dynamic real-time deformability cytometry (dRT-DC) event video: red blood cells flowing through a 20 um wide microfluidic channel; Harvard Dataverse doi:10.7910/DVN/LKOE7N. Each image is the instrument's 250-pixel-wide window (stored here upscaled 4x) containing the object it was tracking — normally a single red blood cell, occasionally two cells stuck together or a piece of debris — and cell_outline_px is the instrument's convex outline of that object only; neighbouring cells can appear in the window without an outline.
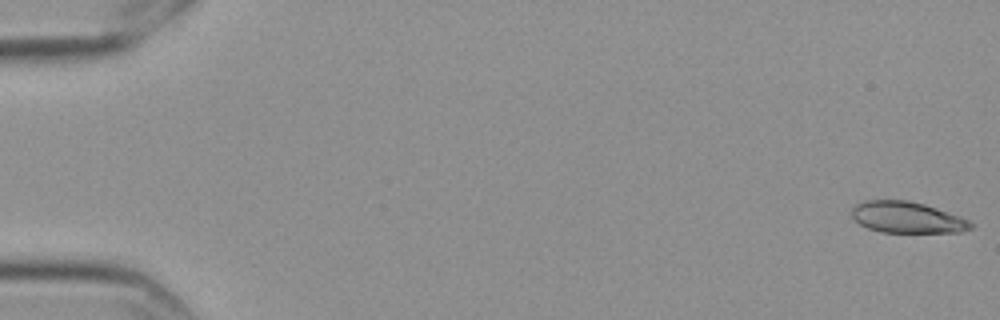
{"species": "Egyptian fruit bat (a non-hibernating species)", "species_latin": "Rousettus aegyptiacus", "temperature_condition": "cold", "stored_images_in_passage": 57, "camera_frame_rate_fps": 3000, "um_per_image_px": 0.085, "frame": {"image": 1, "passage_image": 1, "time_ms": 0.0, "image_size_px": [1000, 320], "cell_outline_px": [[972, 228], [960, 232], [880, 232], [868, 228], [852, 220], [852, 208], [856, 204], [864, 200], [908, 200], [924, 204], [960, 216], [968, 220], [972, 224]], "centroid_in_image_um": [77.06, 18.47], "position_along_channel_um": 7.9, "area_um2": 21.68}}
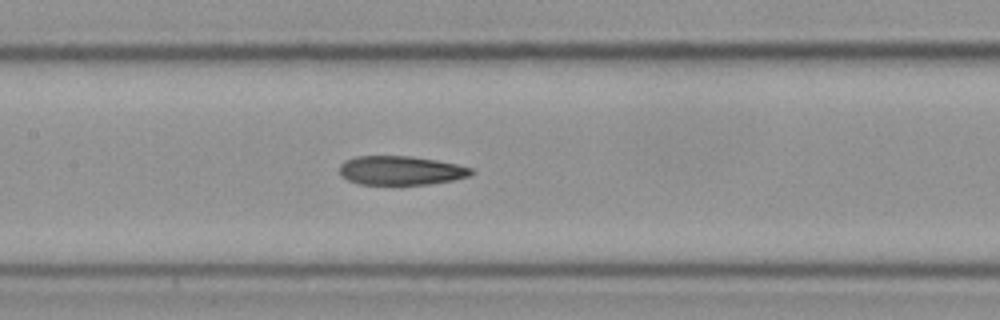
{"frame": {"image": 2, "passage_image": 28, "time_ms": 9.0, "image_size_px": [1000, 320], "cell_outline_px": [[476, 172], [468, 176], [452, 180], [428, 184], [360, 184], [348, 180], [340, 176], [340, 164], [344, 160], [356, 156], [408, 156], [436, 160], [456, 164], [472, 168]], "centroid_in_image_um": [34.04, 14.48], "position_along_channel_um": 173.4, "area_um2": 22.2}}
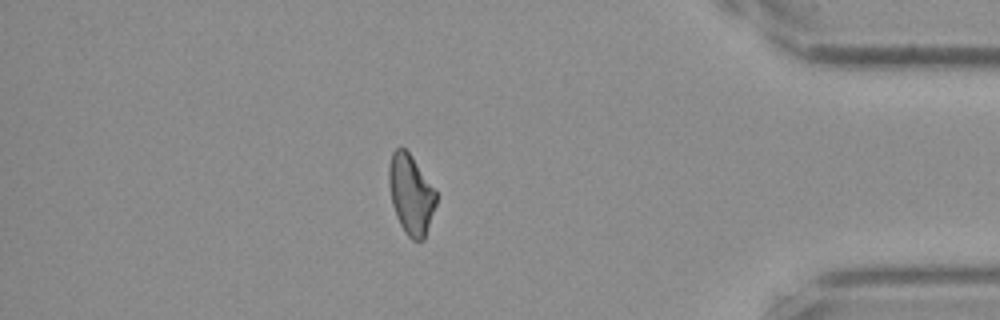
{"frame": {"image": 3, "passage_image": 50, "time_ms": 16.333, "image_size_px": [1000, 320], "cell_outline_px": [[436, 204], [424, 240], [412, 240], [404, 232], [396, 216], [392, 204], [388, 184], [388, 168], [392, 152], [400, 144], [412, 156], [436, 192]], "centroid_in_image_um": [34.9, 16.51], "position_along_channel_um": 400.3, "area_um2": 21.96}, "authors_computed_cell_mechanics": {"area_um2": 22.831, "velocity_mm_per_s": 3.5602, "shape_relaxation_time_tau1_ms": null, "shape_relaxation_time_tau2_ms": 5.4606, "deformation_change_tau1": null, "deformation_change_tau2": 0.1434}}